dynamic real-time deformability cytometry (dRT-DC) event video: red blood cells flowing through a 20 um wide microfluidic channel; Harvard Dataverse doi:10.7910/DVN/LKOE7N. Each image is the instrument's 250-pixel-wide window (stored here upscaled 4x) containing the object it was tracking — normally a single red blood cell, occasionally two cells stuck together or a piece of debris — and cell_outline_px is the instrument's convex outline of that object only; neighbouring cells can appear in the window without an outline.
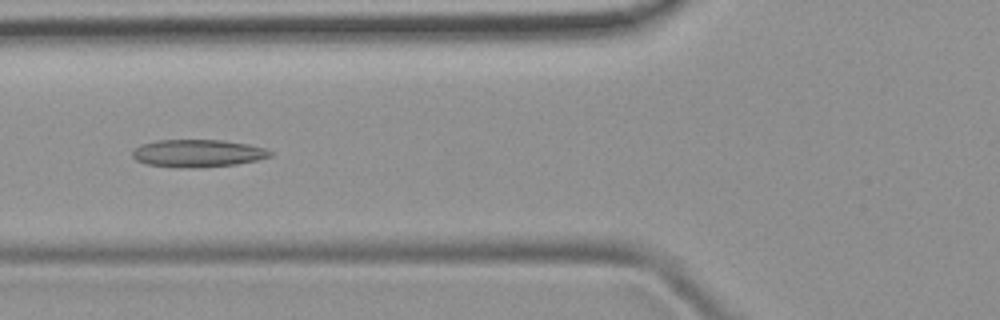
{"species": "common noctule bat (a hibernating species)", "species_latin": "Nyctalus noctula", "temperature_condition": "room temperature", "stored_images_in_passage": 47, "camera_frame_rate_fps": 3000, "um_per_image_px": 0.085, "animal": {"sex": "female", "body_mass_g": 19.9}, "frame": {"image": 1, "passage_image": 17, "time_ms": 5.333, "image_size_px": [1000, 320], "cell_outline_px": [[272, 156], [256, 160], [236, 164], [204, 168], [176, 168], [144, 164], [136, 160], [132, 156], [132, 152], [140, 144], [156, 140], [224, 140], [248, 144], [264, 148], [272, 152]], "centroid_in_image_um": [16.77, 13.04], "position_along_channel_um": 109.0, "area_um2": 22.43}}
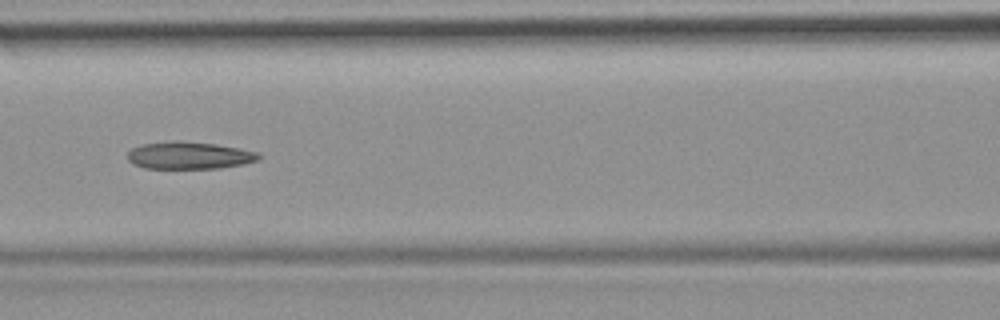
{"frame": {"image": 2, "passage_image": 20, "time_ms": 6.333, "image_size_px": [1000, 320], "cell_outline_px": [[264, 156], [260, 160], [244, 164], [220, 168], [144, 168], [132, 164], [128, 160], [128, 152], [132, 148], [140, 144], [172, 140], [180, 140], [216, 144], [240, 148], [260, 152]], "centroid_in_image_um": [16.13, 13.2], "position_along_channel_um": 150.5, "area_um2": 21.33}}
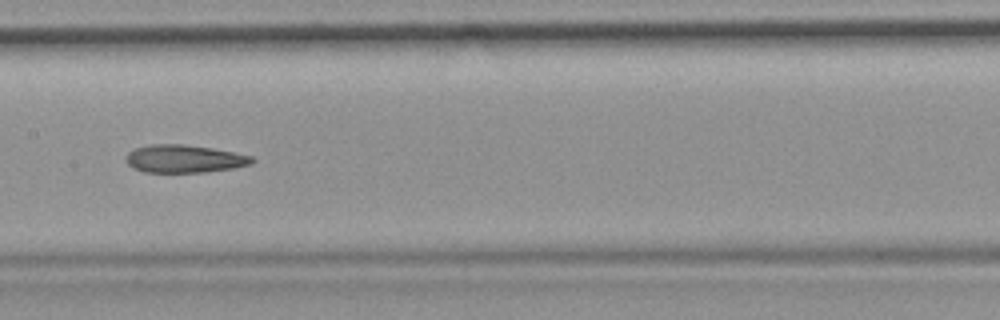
{"frame": {"image": 3, "passage_image": 23, "time_ms": 7.333, "image_size_px": [1000, 320], "cell_outline_px": [[256, 160], [252, 164], [232, 168], [208, 172], [144, 172], [132, 168], [124, 160], [124, 156], [128, 152], [136, 148], [152, 144], [184, 144], [212, 148], [252, 156]], "centroid_in_image_um": [15.64, 13.5], "position_along_channel_um": 191.8, "area_um2": 20.58}}